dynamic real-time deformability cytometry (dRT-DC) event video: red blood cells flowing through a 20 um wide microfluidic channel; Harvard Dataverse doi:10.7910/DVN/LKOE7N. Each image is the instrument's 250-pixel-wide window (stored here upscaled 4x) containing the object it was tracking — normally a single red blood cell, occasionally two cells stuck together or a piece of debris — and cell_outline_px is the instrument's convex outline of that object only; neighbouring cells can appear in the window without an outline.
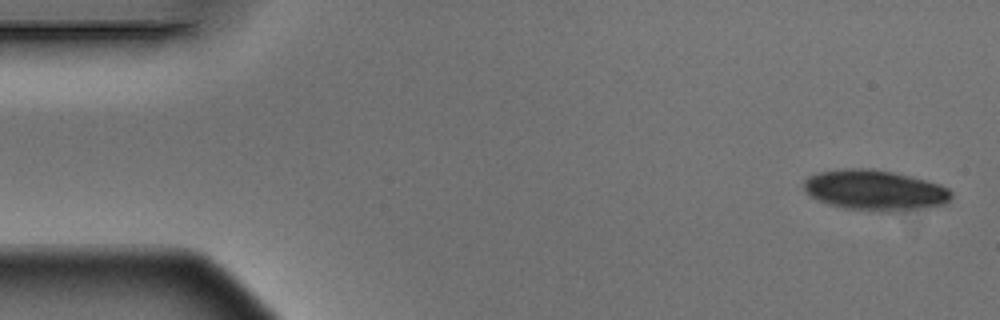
{"species": "Egyptian fruit bat (a non-hibernating species)", "species_latin": "Rousettus aegyptiacus", "temperature_condition": "warm", "stored_images_in_passage": 6, "camera_frame_rate_fps": 3000, "um_per_image_px": 0.085, "animal": {"sex": "male"}, "frame": {"image": 1, "passage_image": 1, "time_ms": 0.0, "image_size_px": [1000, 320], "cell_outline_px": [[952, 196], [944, 204], [928, 208], [892, 212], [884, 212], [844, 208], [828, 204], [812, 196], [804, 188], [804, 180], [808, 176], [820, 172], [844, 168], [872, 168], [892, 172], [940, 184], [948, 188], [952, 192]], "centroid_in_image_um": [74.39, 16.17], "position_along_channel_um": 10.6, "area_um2": 34.74}}